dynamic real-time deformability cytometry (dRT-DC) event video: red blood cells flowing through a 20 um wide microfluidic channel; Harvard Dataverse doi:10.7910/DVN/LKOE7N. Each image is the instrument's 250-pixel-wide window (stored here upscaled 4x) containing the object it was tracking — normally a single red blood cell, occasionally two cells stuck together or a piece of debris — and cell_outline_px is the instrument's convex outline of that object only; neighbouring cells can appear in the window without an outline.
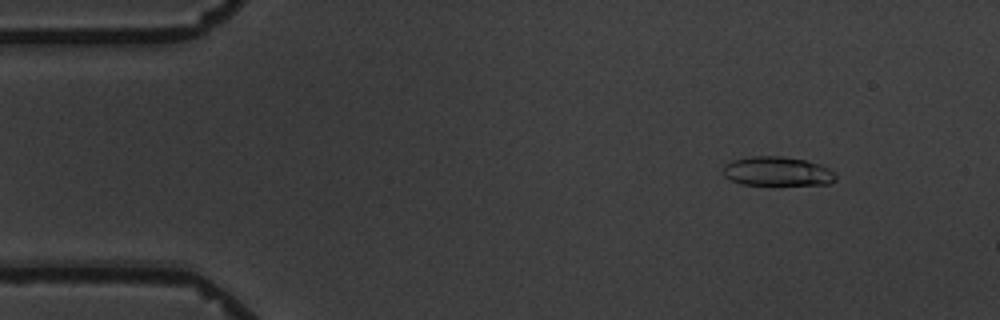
{"species": "common noctule bat (a hibernating species)", "species_latin": "Nyctalus noctula", "temperature_condition": "warm", "stored_images_in_passage": 4, "camera_frame_rate_fps": 3000, "um_per_image_px": 0.085, "animal": {"sex": "male", "body_mass_g": 19.5, "forearm_length_mm": 54.6}, "frame": {"image": 1, "passage_image": 2, "time_ms": 1.0, "image_size_px": [1000, 320], "cell_outline_px": [[836, 180], [828, 184], [740, 184], [724, 176], [724, 164], [732, 160], [752, 156], [784, 156], [804, 160], [820, 164], [836, 172]], "centroid_in_image_um": [66.09, 14.55], "position_along_channel_um": 18.9, "area_um2": 19.07}}